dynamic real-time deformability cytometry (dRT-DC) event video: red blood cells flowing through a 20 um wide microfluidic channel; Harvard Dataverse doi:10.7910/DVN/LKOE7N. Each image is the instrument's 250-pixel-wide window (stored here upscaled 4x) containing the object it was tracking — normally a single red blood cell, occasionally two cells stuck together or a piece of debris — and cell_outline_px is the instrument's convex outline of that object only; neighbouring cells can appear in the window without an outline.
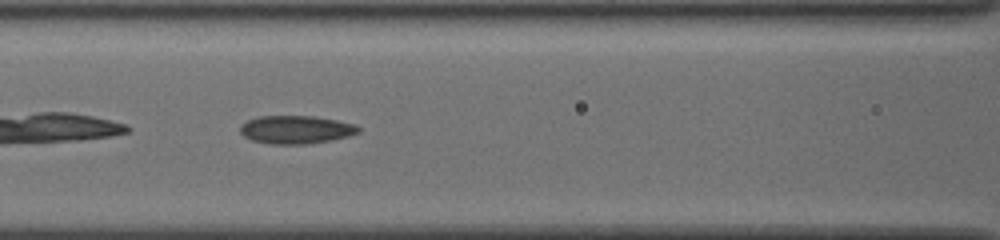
{"species": "common noctule bat (a hibernating species)", "species_latin": "Nyctalus noctula", "temperature_condition": "cold", "stored_images_in_passage": 32, "camera_frame_rate_fps": 3000, "um_per_image_px": 0.085, "animal": {"sex": "female", "body_mass_g": 19.5, "forearm_length_mm": 54.1}, "frame": {"image": 1, "passage_image": 9, "time_ms": 2.667, "image_size_px": [1000, 240], "cell_outline_px": [[360, 132], [348, 136], [308, 144], [268, 144], [252, 140], [244, 136], [240, 132], [240, 124], [248, 120], [260, 116], [312, 116], [336, 120], [356, 124], [360, 128]], "centroid_in_image_um": [25.14, 11.02], "position_along_channel_um": 141.5, "area_um2": 19.36}}
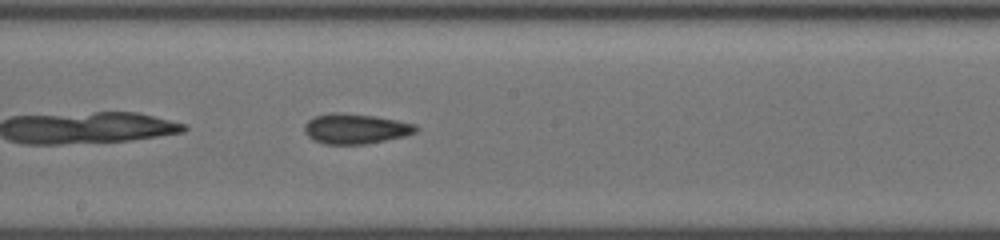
{"frame": {"image": 2, "passage_image": 15, "time_ms": 4.667, "image_size_px": [1000, 240], "cell_outline_px": [[420, 128], [416, 132], [404, 136], [364, 144], [324, 144], [312, 140], [308, 136], [304, 128], [304, 124], [312, 116], [332, 112], [340, 112], [372, 116], [396, 120], [416, 124]], "centroid_in_image_um": [30.19, 10.93], "position_along_channel_um": 218.0, "area_um2": 19.59}}
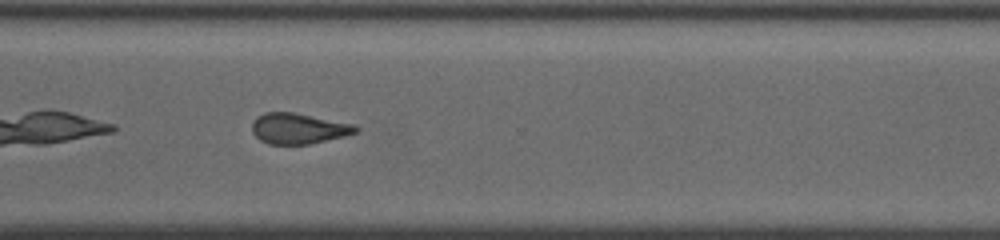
{"frame": {"image": 3, "passage_image": 25, "time_ms": 8.0, "image_size_px": [1000, 240], "cell_outline_px": [[360, 128], [356, 132], [344, 136], [308, 144], [268, 144], [260, 140], [252, 132], [252, 124], [256, 116], [264, 112], [292, 112], [356, 124]], "centroid_in_image_um": [25.36, 10.91], "position_along_channel_um": 345.2, "area_um2": 18.55}}